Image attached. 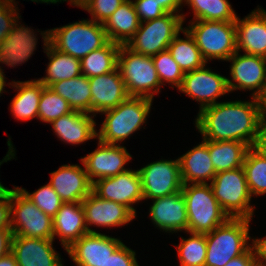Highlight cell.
Returning <instances> with one entry per match:
<instances>
[{
  "label": "cell",
  "mask_w": 266,
  "mask_h": 266,
  "mask_svg": "<svg viewBox=\"0 0 266 266\" xmlns=\"http://www.w3.org/2000/svg\"><path fill=\"white\" fill-rule=\"evenodd\" d=\"M257 98L217 102L198 112L195 127L202 139L239 141L253 146L262 122Z\"/></svg>",
  "instance_id": "obj_1"
},
{
  "label": "cell",
  "mask_w": 266,
  "mask_h": 266,
  "mask_svg": "<svg viewBox=\"0 0 266 266\" xmlns=\"http://www.w3.org/2000/svg\"><path fill=\"white\" fill-rule=\"evenodd\" d=\"M152 103L153 100L146 97L129 96L115 108L100 113L105 118L97 131V139L119 145L147 123Z\"/></svg>",
  "instance_id": "obj_2"
},
{
  "label": "cell",
  "mask_w": 266,
  "mask_h": 266,
  "mask_svg": "<svg viewBox=\"0 0 266 266\" xmlns=\"http://www.w3.org/2000/svg\"><path fill=\"white\" fill-rule=\"evenodd\" d=\"M251 219L229 218L224 224L206 233L205 266H225L251 247Z\"/></svg>",
  "instance_id": "obj_3"
},
{
  "label": "cell",
  "mask_w": 266,
  "mask_h": 266,
  "mask_svg": "<svg viewBox=\"0 0 266 266\" xmlns=\"http://www.w3.org/2000/svg\"><path fill=\"white\" fill-rule=\"evenodd\" d=\"M108 42L103 24L88 18L49 29V43L58 51L80 60Z\"/></svg>",
  "instance_id": "obj_4"
},
{
  "label": "cell",
  "mask_w": 266,
  "mask_h": 266,
  "mask_svg": "<svg viewBox=\"0 0 266 266\" xmlns=\"http://www.w3.org/2000/svg\"><path fill=\"white\" fill-rule=\"evenodd\" d=\"M181 192L186 200L188 232L206 234L230 218L214 197L209 183L185 184Z\"/></svg>",
  "instance_id": "obj_5"
},
{
  "label": "cell",
  "mask_w": 266,
  "mask_h": 266,
  "mask_svg": "<svg viewBox=\"0 0 266 266\" xmlns=\"http://www.w3.org/2000/svg\"><path fill=\"white\" fill-rule=\"evenodd\" d=\"M184 28L193 36L207 63L227 61L237 51L235 22L195 20Z\"/></svg>",
  "instance_id": "obj_6"
},
{
  "label": "cell",
  "mask_w": 266,
  "mask_h": 266,
  "mask_svg": "<svg viewBox=\"0 0 266 266\" xmlns=\"http://www.w3.org/2000/svg\"><path fill=\"white\" fill-rule=\"evenodd\" d=\"M117 68L125 82L129 96L154 99L162 87L154 67L152 56L135 53L120 45Z\"/></svg>",
  "instance_id": "obj_7"
},
{
  "label": "cell",
  "mask_w": 266,
  "mask_h": 266,
  "mask_svg": "<svg viewBox=\"0 0 266 266\" xmlns=\"http://www.w3.org/2000/svg\"><path fill=\"white\" fill-rule=\"evenodd\" d=\"M214 197L230 218L253 219L255 207L243 167L216 173L210 183Z\"/></svg>",
  "instance_id": "obj_8"
},
{
  "label": "cell",
  "mask_w": 266,
  "mask_h": 266,
  "mask_svg": "<svg viewBox=\"0 0 266 266\" xmlns=\"http://www.w3.org/2000/svg\"><path fill=\"white\" fill-rule=\"evenodd\" d=\"M186 15L167 13L160 18L142 22L135 35L125 45L131 51L154 56L168 48L176 35L184 28Z\"/></svg>",
  "instance_id": "obj_9"
},
{
  "label": "cell",
  "mask_w": 266,
  "mask_h": 266,
  "mask_svg": "<svg viewBox=\"0 0 266 266\" xmlns=\"http://www.w3.org/2000/svg\"><path fill=\"white\" fill-rule=\"evenodd\" d=\"M11 230L13 236L53 239L52 217L42 212L23 192L10 189Z\"/></svg>",
  "instance_id": "obj_10"
},
{
  "label": "cell",
  "mask_w": 266,
  "mask_h": 266,
  "mask_svg": "<svg viewBox=\"0 0 266 266\" xmlns=\"http://www.w3.org/2000/svg\"><path fill=\"white\" fill-rule=\"evenodd\" d=\"M144 200L162 198L182 191L179 158L161 159L138 169Z\"/></svg>",
  "instance_id": "obj_11"
},
{
  "label": "cell",
  "mask_w": 266,
  "mask_h": 266,
  "mask_svg": "<svg viewBox=\"0 0 266 266\" xmlns=\"http://www.w3.org/2000/svg\"><path fill=\"white\" fill-rule=\"evenodd\" d=\"M230 76L227 77L229 92L242 90L252 91L253 98H259L266 86V58L261 56L240 54L236 51L228 60Z\"/></svg>",
  "instance_id": "obj_12"
},
{
  "label": "cell",
  "mask_w": 266,
  "mask_h": 266,
  "mask_svg": "<svg viewBox=\"0 0 266 266\" xmlns=\"http://www.w3.org/2000/svg\"><path fill=\"white\" fill-rule=\"evenodd\" d=\"M205 64L199 69L184 73L179 92L188 95L192 100L199 102V111L216 104L220 96L229 93L227 77L215 73Z\"/></svg>",
  "instance_id": "obj_13"
},
{
  "label": "cell",
  "mask_w": 266,
  "mask_h": 266,
  "mask_svg": "<svg viewBox=\"0 0 266 266\" xmlns=\"http://www.w3.org/2000/svg\"><path fill=\"white\" fill-rule=\"evenodd\" d=\"M92 192L101 199L124 205L135 216L133 204L144 200L139 171L132 168L114 177L96 180L92 183Z\"/></svg>",
  "instance_id": "obj_14"
},
{
  "label": "cell",
  "mask_w": 266,
  "mask_h": 266,
  "mask_svg": "<svg viewBox=\"0 0 266 266\" xmlns=\"http://www.w3.org/2000/svg\"><path fill=\"white\" fill-rule=\"evenodd\" d=\"M98 142V147L91 153L80 158L88 179L91 183L103 178L114 177L128 171L125 165L132 155L123 145L105 144Z\"/></svg>",
  "instance_id": "obj_15"
},
{
  "label": "cell",
  "mask_w": 266,
  "mask_h": 266,
  "mask_svg": "<svg viewBox=\"0 0 266 266\" xmlns=\"http://www.w3.org/2000/svg\"><path fill=\"white\" fill-rule=\"evenodd\" d=\"M122 244L120 238L101 232L87 233L65 251L76 266H102Z\"/></svg>",
  "instance_id": "obj_16"
},
{
  "label": "cell",
  "mask_w": 266,
  "mask_h": 266,
  "mask_svg": "<svg viewBox=\"0 0 266 266\" xmlns=\"http://www.w3.org/2000/svg\"><path fill=\"white\" fill-rule=\"evenodd\" d=\"M85 215V224L89 233H99L91 226L96 227H121L133 221L136 216L124 205L104 200L91 192L82 202Z\"/></svg>",
  "instance_id": "obj_17"
},
{
  "label": "cell",
  "mask_w": 266,
  "mask_h": 266,
  "mask_svg": "<svg viewBox=\"0 0 266 266\" xmlns=\"http://www.w3.org/2000/svg\"><path fill=\"white\" fill-rule=\"evenodd\" d=\"M152 201L149 216L154 227L172 234L188 232L186 200L181 191Z\"/></svg>",
  "instance_id": "obj_18"
},
{
  "label": "cell",
  "mask_w": 266,
  "mask_h": 266,
  "mask_svg": "<svg viewBox=\"0 0 266 266\" xmlns=\"http://www.w3.org/2000/svg\"><path fill=\"white\" fill-rule=\"evenodd\" d=\"M53 244V239L13 236L11 252L18 266H64Z\"/></svg>",
  "instance_id": "obj_19"
},
{
  "label": "cell",
  "mask_w": 266,
  "mask_h": 266,
  "mask_svg": "<svg viewBox=\"0 0 266 266\" xmlns=\"http://www.w3.org/2000/svg\"><path fill=\"white\" fill-rule=\"evenodd\" d=\"M237 51L266 58V10L261 6L235 21Z\"/></svg>",
  "instance_id": "obj_20"
},
{
  "label": "cell",
  "mask_w": 266,
  "mask_h": 266,
  "mask_svg": "<svg viewBox=\"0 0 266 266\" xmlns=\"http://www.w3.org/2000/svg\"><path fill=\"white\" fill-rule=\"evenodd\" d=\"M91 88V114L96 117L106 110L115 108L129 97L125 82L116 68L110 73L89 78Z\"/></svg>",
  "instance_id": "obj_21"
},
{
  "label": "cell",
  "mask_w": 266,
  "mask_h": 266,
  "mask_svg": "<svg viewBox=\"0 0 266 266\" xmlns=\"http://www.w3.org/2000/svg\"><path fill=\"white\" fill-rule=\"evenodd\" d=\"M20 18H17L9 34L0 42V64L10 68L27 62L37 48V33L20 24Z\"/></svg>",
  "instance_id": "obj_22"
},
{
  "label": "cell",
  "mask_w": 266,
  "mask_h": 266,
  "mask_svg": "<svg viewBox=\"0 0 266 266\" xmlns=\"http://www.w3.org/2000/svg\"><path fill=\"white\" fill-rule=\"evenodd\" d=\"M50 175L49 183L64 203L82 202L92 192L84 166L65 164Z\"/></svg>",
  "instance_id": "obj_23"
},
{
  "label": "cell",
  "mask_w": 266,
  "mask_h": 266,
  "mask_svg": "<svg viewBox=\"0 0 266 266\" xmlns=\"http://www.w3.org/2000/svg\"><path fill=\"white\" fill-rule=\"evenodd\" d=\"M94 115L73 110L52 121L53 133L65 144L80 145L88 140L97 139Z\"/></svg>",
  "instance_id": "obj_24"
},
{
  "label": "cell",
  "mask_w": 266,
  "mask_h": 266,
  "mask_svg": "<svg viewBox=\"0 0 266 266\" xmlns=\"http://www.w3.org/2000/svg\"><path fill=\"white\" fill-rule=\"evenodd\" d=\"M52 221L53 240L58 236L64 250L89 233L81 202L63 203Z\"/></svg>",
  "instance_id": "obj_25"
},
{
  "label": "cell",
  "mask_w": 266,
  "mask_h": 266,
  "mask_svg": "<svg viewBox=\"0 0 266 266\" xmlns=\"http://www.w3.org/2000/svg\"><path fill=\"white\" fill-rule=\"evenodd\" d=\"M178 158L183 185L210 184L216 175L208 151V140L202 139L201 143Z\"/></svg>",
  "instance_id": "obj_26"
},
{
  "label": "cell",
  "mask_w": 266,
  "mask_h": 266,
  "mask_svg": "<svg viewBox=\"0 0 266 266\" xmlns=\"http://www.w3.org/2000/svg\"><path fill=\"white\" fill-rule=\"evenodd\" d=\"M39 34L42 35L43 50L49 60L45 70L46 75L38 78L44 86L50 87L55 82L69 80L82 75L80 59L58 51L49 43V29L41 31Z\"/></svg>",
  "instance_id": "obj_27"
},
{
  "label": "cell",
  "mask_w": 266,
  "mask_h": 266,
  "mask_svg": "<svg viewBox=\"0 0 266 266\" xmlns=\"http://www.w3.org/2000/svg\"><path fill=\"white\" fill-rule=\"evenodd\" d=\"M17 91L10 103L12 116L19 121L38 119V107L45 86L37 79L7 83Z\"/></svg>",
  "instance_id": "obj_28"
},
{
  "label": "cell",
  "mask_w": 266,
  "mask_h": 266,
  "mask_svg": "<svg viewBox=\"0 0 266 266\" xmlns=\"http://www.w3.org/2000/svg\"><path fill=\"white\" fill-rule=\"evenodd\" d=\"M141 21L135 11L132 0H125L118 9L103 23L111 42L126 45L135 35Z\"/></svg>",
  "instance_id": "obj_29"
},
{
  "label": "cell",
  "mask_w": 266,
  "mask_h": 266,
  "mask_svg": "<svg viewBox=\"0 0 266 266\" xmlns=\"http://www.w3.org/2000/svg\"><path fill=\"white\" fill-rule=\"evenodd\" d=\"M249 149L246 143L239 141L208 140V151L216 173L242 167Z\"/></svg>",
  "instance_id": "obj_30"
},
{
  "label": "cell",
  "mask_w": 266,
  "mask_h": 266,
  "mask_svg": "<svg viewBox=\"0 0 266 266\" xmlns=\"http://www.w3.org/2000/svg\"><path fill=\"white\" fill-rule=\"evenodd\" d=\"M50 88L65 99L73 110L91 114V88L88 77L80 75L55 82Z\"/></svg>",
  "instance_id": "obj_31"
},
{
  "label": "cell",
  "mask_w": 266,
  "mask_h": 266,
  "mask_svg": "<svg viewBox=\"0 0 266 266\" xmlns=\"http://www.w3.org/2000/svg\"><path fill=\"white\" fill-rule=\"evenodd\" d=\"M181 32L186 38L183 39L180 37ZM167 49L184 73L199 69L207 64L193 36L185 28L176 35Z\"/></svg>",
  "instance_id": "obj_32"
},
{
  "label": "cell",
  "mask_w": 266,
  "mask_h": 266,
  "mask_svg": "<svg viewBox=\"0 0 266 266\" xmlns=\"http://www.w3.org/2000/svg\"><path fill=\"white\" fill-rule=\"evenodd\" d=\"M120 45L109 41L105 46L84 56L81 61L82 75L91 78L110 73L117 68Z\"/></svg>",
  "instance_id": "obj_33"
},
{
  "label": "cell",
  "mask_w": 266,
  "mask_h": 266,
  "mask_svg": "<svg viewBox=\"0 0 266 266\" xmlns=\"http://www.w3.org/2000/svg\"><path fill=\"white\" fill-rule=\"evenodd\" d=\"M184 4L194 13L190 21L235 22L238 16L228 0H184Z\"/></svg>",
  "instance_id": "obj_34"
},
{
  "label": "cell",
  "mask_w": 266,
  "mask_h": 266,
  "mask_svg": "<svg viewBox=\"0 0 266 266\" xmlns=\"http://www.w3.org/2000/svg\"><path fill=\"white\" fill-rule=\"evenodd\" d=\"M189 238L181 237L175 245L181 266H205L207 243L205 234L191 233Z\"/></svg>",
  "instance_id": "obj_35"
},
{
  "label": "cell",
  "mask_w": 266,
  "mask_h": 266,
  "mask_svg": "<svg viewBox=\"0 0 266 266\" xmlns=\"http://www.w3.org/2000/svg\"><path fill=\"white\" fill-rule=\"evenodd\" d=\"M243 169L251 196L266 194V160L250 148L245 156Z\"/></svg>",
  "instance_id": "obj_36"
},
{
  "label": "cell",
  "mask_w": 266,
  "mask_h": 266,
  "mask_svg": "<svg viewBox=\"0 0 266 266\" xmlns=\"http://www.w3.org/2000/svg\"><path fill=\"white\" fill-rule=\"evenodd\" d=\"M70 104L53 91L45 86L42 90L38 107V119L44 123H51L57 118L72 112Z\"/></svg>",
  "instance_id": "obj_37"
},
{
  "label": "cell",
  "mask_w": 266,
  "mask_h": 266,
  "mask_svg": "<svg viewBox=\"0 0 266 266\" xmlns=\"http://www.w3.org/2000/svg\"><path fill=\"white\" fill-rule=\"evenodd\" d=\"M154 67L157 71L161 85L168 83L171 88H179L182 84L184 72L174 61L168 49L152 56ZM175 86V87H174Z\"/></svg>",
  "instance_id": "obj_38"
},
{
  "label": "cell",
  "mask_w": 266,
  "mask_h": 266,
  "mask_svg": "<svg viewBox=\"0 0 266 266\" xmlns=\"http://www.w3.org/2000/svg\"><path fill=\"white\" fill-rule=\"evenodd\" d=\"M23 194L29 198L42 212L51 216L56 215L62 204L64 203L60 196L52 188L51 184L41 186L37 190L30 193L25 188L18 187Z\"/></svg>",
  "instance_id": "obj_39"
},
{
  "label": "cell",
  "mask_w": 266,
  "mask_h": 266,
  "mask_svg": "<svg viewBox=\"0 0 266 266\" xmlns=\"http://www.w3.org/2000/svg\"><path fill=\"white\" fill-rule=\"evenodd\" d=\"M125 0H88L81 9L90 13L91 20L103 24Z\"/></svg>",
  "instance_id": "obj_40"
},
{
  "label": "cell",
  "mask_w": 266,
  "mask_h": 266,
  "mask_svg": "<svg viewBox=\"0 0 266 266\" xmlns=\"http://www.w3.org/2000/svg\"><path fill=\"white\" fill-rule=\"evenodd\" d=\"M132 2L141 23L167 14L156 0H132Z\"/></svg>",
  "instance_id": "obj_41"
},
{
  "label": "cell",
  "mask_w": 266,
  "mask_h": 266,
  "mask_svg": "<svg viewBox=\"0 0 266 266\" xmlns=\"http://www.w3.org/2000/svg\"><path fill=\"white\" fill-rule=\"evenodd\" d=\"M102 266H140L136 258V252L124 243L108 257Z\"/></svg>",
  "instance_id": "obj_42"
},
{
  "label": "cell",
  "mask_w": 266,
  "mask_h": 266,
  "mask_svg": "<svg viewBox=\"0 0 266 266\" xmlns=\"http://www.w3.org/2000/svg\"><path fill=\"white\" fill-rule=\"evenodd\" d=\"M19 10L20 9L8 5L2 12H0V42H2L9 34L14 22L20 17Z\"/></svg>",
  "instance_id": "obj_43"
},
{
  "label": "cell",
  "mask_w": 266,
  "mask_h": 266,
  "mask_svg": "<svg viewBox=\"0 0 266 266\" xmlns=\"http://www.w3.org/2000/svg\"><path fill=\"white\" fill-rule=\"evenodd\" d=\"M0 230H11L10 189L0 194Z\"/></svg>",
  "instance_id": "obj_44"
},
{
  "label": "cell",
  "mask_w": 266,
  "mask_h": 266,
  "mask_svg": "<svg viewBox=\"0 0 266 266\" xmlns=\"http://www.w3.org/2000/svg\"><path fill=\"white\" fill-rule=\"evenodd\" d=\"M251 249L258 266H266V236L261 238L251 237Z\"/></svg>",
  "instance_id": "obj_45"
},
{
  "label": "cell",
  "mask_w": 266,
  "mask_h": 266,
  "mask_svg": "<svg viewBox=\"0 0 266 266\" xmlns=\"http://www.w3.org/2000/svg\"><path fill=\"white\" fill-rule=\"evenodd\" d=\"M251 148L266 160V121L261 122L255 142Z\"/></svg>",
  "instance_id": "obj_46"
},
{
  "label": "cell",
  "mask_w": 266,
  "mask_h": 266,
  "mask_svg": "<svg viewBox=\"0 0 266 266\" xmlns=\"http://www.w3.org/2000/svg\"><path fill=\"white\" fill-rule=\"evenodd\" d=\"M225 266H258L251 247L242 255L233 258Z\"/></svg>",
  "instance_id": "obj_47"
},
{
  "label": "cell",
  "mask_w": 266,
  "mask_h": 266,
  "mask_svg": "<svg viewBox=\"0 0 266 266\" xmlns=\"http://www.w3.org/2000/svg\"><path fill=\"white\" fill-rule=\"evenodd\" d=\"M12 230H0V259L11 252Z\"/></svg>",
  "instance_id": "obj_48"
},
{
  "label": "cell",
  "mask_w": 266,
  "mask_h": 266,
  "mask_svg": "<svg viewBox=\"0 0 266 266\" xmlns=\"http://www.w3.org/2000/svg\"><path fill=\"white\" fill-rule=\"evenodd\" d=\"M156 1L167 13L180 14V11L183 8L182 6H185L184 0H156Z\"/></svg>",
  "instance_id": "obj_49"
},
{
  "label": "cell",
  "mask_w": 266,
  "mask_h": 266,
  "mask_svg": "<svg viewBox=\"0 0 266 266\" xmlns=\"http://www.w3.org/2000/svg\"><path fill=\"white\" fill-rule=\"evenodd\" d=\"M7 145H8V152H7L6 156L3 157L2 160H0V166H1L4 162L10 161L11 159H15L16 152H15V148H14V146H13V143H12L11 137H9V138L7 139ZM7 190H9V188L4 187L3 184H2V182L0 181V194L6 192Z\"/></svg>",
  "instance_id": "obj_50"
},
{
  "label": "cell",
  "mask_w": 266,
  "mask_h": 266,
  "mask_svg": "<svg viewBox=\"0 0 266 266\" xmlns=\"http://www.w3.org/2000/svg\"><path fill=\"white\" fill-rule=\"evenodd\" d=\"M0 266H18L15 256L9 252L0 259Z\"/></svg>",
  "instance_id": "obj_51"
},
{
  "label": "cell",
  "mask_w": 266,
  "mask_h": 266,
  "mask_svg": "<svg viewBox=\"0 0 266 266\" xmlns=\"http://www.w3.org/2000/svg\"><path fill=\"white\" fill-rule=\"evenodd\" d=\"M260 104V114L263 121H266V86L263 93L258 98Z\"/></svg>",
  "instance_id": "obj_52"
},
{
  "label": "cell",
  "mask_w": 266,
  "mask_h": 266,
  "mask_svg": "<svg viewBox=\"0 0 266 266\" xmlns=\"http://www.w3.org/2000/svg\"><path fill=\"white\" fill-rule=\"evenodd\" d=\"M32 2H36V3H47V4H57L58 0H30ZM6 2L8 3L9 6L14 7V8H18V6L16 4H18L17 1L15 0H6ZM17 6V7H16Z\"/></svg>",
  "instance_id": "obj_53"
},
{
  "label": "cell",
  "mask_w": 266,
  "mask_h": 266,
  "mask_svg": "<svg viewBox=\"0 0 266 266\" xmlns=\"http://www.w3.org/2000/svg\"><path fill=\"white\" fill-rule=\"evenodd\" d=\"M6 77H5V74H4V69L2 66H0V97L2 96L1 94L3 92H6V90H4L6 87Z\"/></svg>",
  "instance_id": "obj_54"
},
{
  "label": "cell",
  "mask_w": 266,
  "mask_h": 266,
  "mask_svg": "<svg viewBox=\"0 0 266 266\" xmlns=\"http://www.w3.org/2000/svg\"><path fill=\"white\" fill-rule=\"evenodd\" d=\"M62 1L69 2L70 5L81 8L88 0H58L59 3H61Z\"/></svg>",
  "instance_id": "obj_55"
},
{
  "label": "cell",
  "mask_w": 266,
  "mask_h": 266,
  "mask_svg": "<svg viewBox=\"0 0 266 266\" xmlns=\"http://www.w3.org/2000/svg\"><path fill=\"white\" fill-rule=\"evenodd\" d=\"M7 6L8 3L6 2V0H0V12H2Z\"/></svg>",
  "instance_id": "obj_56"
}]
</instances>
